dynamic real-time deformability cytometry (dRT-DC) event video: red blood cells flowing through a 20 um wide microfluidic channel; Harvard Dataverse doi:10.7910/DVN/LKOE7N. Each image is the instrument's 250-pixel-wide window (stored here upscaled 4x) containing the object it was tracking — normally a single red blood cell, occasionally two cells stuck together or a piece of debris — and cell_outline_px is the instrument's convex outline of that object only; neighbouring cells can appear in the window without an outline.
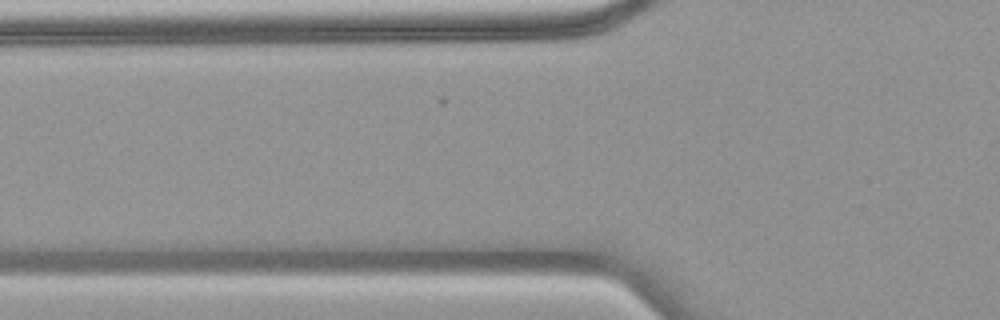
{"species": "common noctule bat (a hibernating species)", "species_latin": "Nyctalus noctula", "temperature_condition": "warm", "stored_images_in_passage": 10, "camera_frame_rate_fps": 3000, "um_per_image_px": 0.085, "animal": {"sex": "female", "body_mass_g": 18.4}, "frame": {"image": 1, "passage_image": 2, "time_ms": 0.333, "image_size_px": [1000, 320], "cell_outline_px": [[528, 252], [428, 264], [352, 252], [348, 232], [372, 224], [516, 224], [528, 228]], "centroid_in_image_um": [37.33, 20.52], "position_along_channel_um": 88.5, "area_um2": 42.89}}